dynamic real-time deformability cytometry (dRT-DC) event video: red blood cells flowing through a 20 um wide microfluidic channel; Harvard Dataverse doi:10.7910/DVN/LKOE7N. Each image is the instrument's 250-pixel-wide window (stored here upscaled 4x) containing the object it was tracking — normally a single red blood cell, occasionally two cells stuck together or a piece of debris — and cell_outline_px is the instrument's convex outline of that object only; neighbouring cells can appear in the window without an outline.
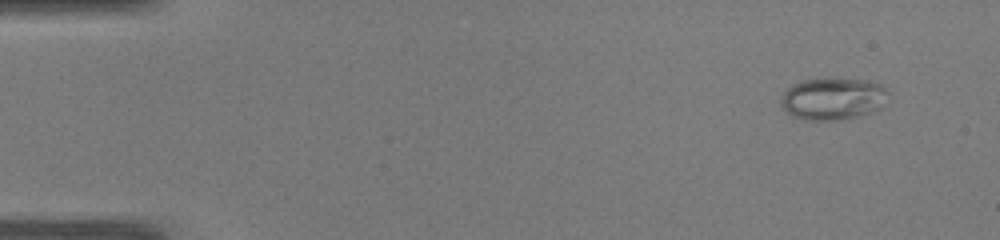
{"species": "common noctule bat (a hibernating species)", "species_latin": "Nyctalus noctula", "temperature_condition": "warm", "stored_images_in_passage": 48, "camera_frame_rate_fps": 3000, "um_per_image_px": 0.085, "animal": {"sex": "male", "body_mass_g": 19.0, "forearm_length_mm": 50.8}, "frame": {"image": 1, "passage_image": 2, "time_ms": 0.333, "image_size_px": [1000, 240], "cell_outline_px": [[888, 92], [880, 108], [872, 112], [840, 120], [804, 120], [792, 116], [780, 104], [780, 100], [784, 92], [792, 84], [800, 80], [868, 80], [880, 84]], "centroid_in_image_um": [70.76, 8.41], "position_along_channel_um": 14.2, "area_um2": 25.84}}
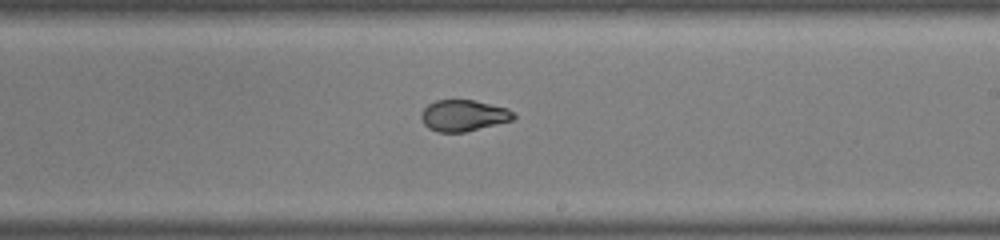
{"frame": {"image": 2, "passage_image": 28, "time_ms": 9.0, "image_size_px": [1000, 240], "cell_outline_px": [[516, 116], [512, 120], [464, 132], [436, 132], [428, 128], [424, 124], [420, 116], [420, 112], [428, 104], [436, 100], [472, 100], [508, 108]], "centroid_in_image_um": [39.35, 9.82], "position_along_channel_um": 249.6, "area_um2": 16.76}}
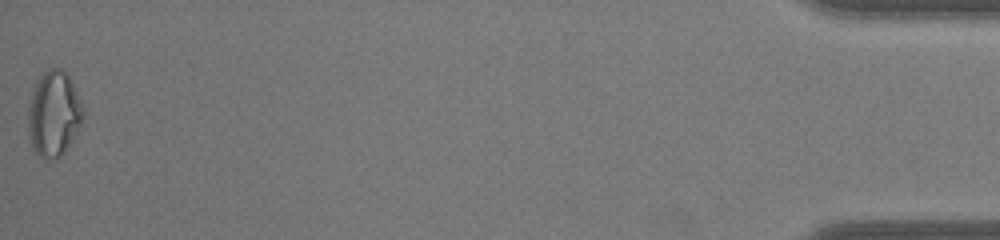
{"frame": {"image": 3, "passage_image": 48, "time_ms": 15.667, "image_size_px": [1000, 240], "cell_outline_px": [[84, 116], [68, 148], [60, 156], [52, 160], [44, 160], [32, 148], [28, 136], [28, 104], [36, 80], [40, 72], [48, 68], [60, 68], [68, 76], [80, 100], [84, 112]], "centroid_in_image_um": [4.53, 9.68], "position_along_channel_um": 430.7, "area_um2": 27.57}}